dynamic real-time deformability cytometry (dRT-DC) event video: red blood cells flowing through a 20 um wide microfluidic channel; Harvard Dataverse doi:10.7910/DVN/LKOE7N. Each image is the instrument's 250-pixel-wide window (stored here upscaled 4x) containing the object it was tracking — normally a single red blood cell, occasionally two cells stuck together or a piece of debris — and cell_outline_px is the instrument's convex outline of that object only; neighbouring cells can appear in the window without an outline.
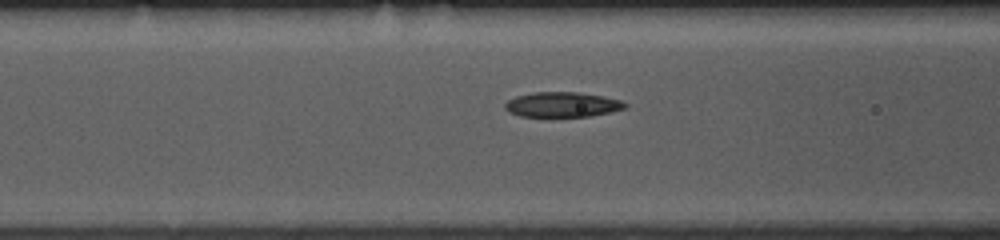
{"species": "common noctule bat (a hibernating species)", "species_latin": "Nyctalus noctula", "temperature_condition": "room temperature", "stored_images_in_passage": 27, "camera_frame_rate_fps": 3000, "um_per_image_px": 0.085, "animal": {"sex": "female", "body_mass_g": 10.0, "forearm_length_mm": 53.1}, "frame": {"image": 1, "passage_image": 16, "time_ms": 5.0, "image_size_px": [1000, 240], "cell_outline_px": [[628, 108], [612, 112], [588, 116], [520, 116], [508, 112], [504, 108], [504, 104], [508, 100], [516, 96], [532, 92], [576, 92], [604, 96], [620, 100], [628, 104]], "centroid_in_image_um": [47.81, 8.88], "position_along_channel_um": 118.8, "area_um2": 17.57}}
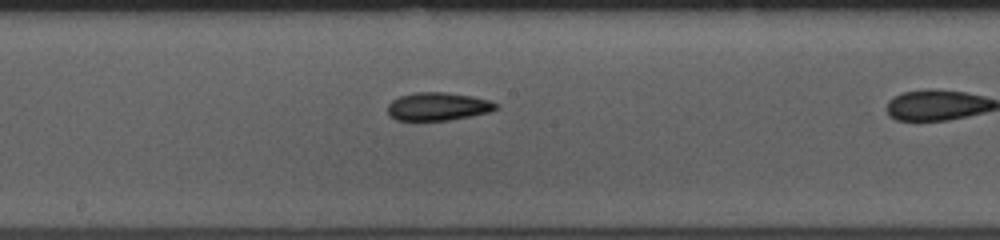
{"frame": {"image": 2, "passage_image": 23, "time_ms": 7.333, "image_size_px": [1000, 240], "cell_outline_px": [[500, 108], [488, 112], [472, 116], [448, 120], [396, 120], [388, 116], [388, 104], [392, 100], [400, 96], [412, 92], [444, 92], [472, 96], [488, 100], [500, 104]], "centroid_in_image_um": [37.23, 9.05], "position_along_channel_um": 211.0, "area_um2": 17.86}}